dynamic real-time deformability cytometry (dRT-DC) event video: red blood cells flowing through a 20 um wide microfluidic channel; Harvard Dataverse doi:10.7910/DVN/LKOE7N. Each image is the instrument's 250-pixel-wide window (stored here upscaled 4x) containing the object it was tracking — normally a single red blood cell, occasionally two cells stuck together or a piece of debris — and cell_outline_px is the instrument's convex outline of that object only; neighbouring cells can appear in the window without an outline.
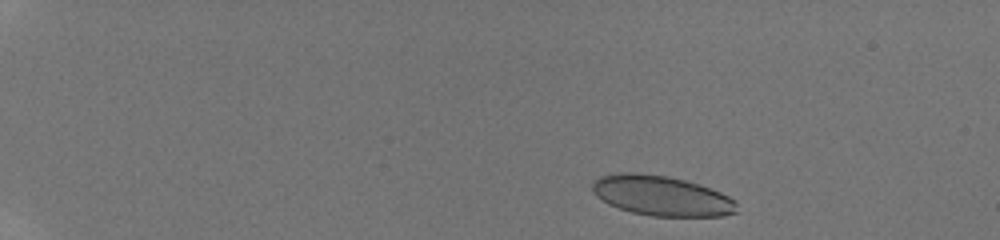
{"species": "human", "species_latin": "Homo sapiens", "temperature_condition": "room temperature", "stored_images_in_passage": 45, "camera_frame_rate_fps": 3000, "um_per_image_px": 0.085, "donor": {"sex": "male"}, "frame": {"image": 1, "passage_image": 3, "time_ms": 0.667, "image_size_px": [1000, 240], "cell_outline_px": [[736, 212], [724, 216], [652, 216], [632, 212], [608, 204], [596, 196], [592, 188], [592, 184], [600, 176], [620, 172], [636, 172], [668, 176], [700, 184], [720, 192], [736, 200]], "centroid_in_image_um": [56.23, 16.63], "position_along_channel_um": 28.8, "area_um2": 33.7}}
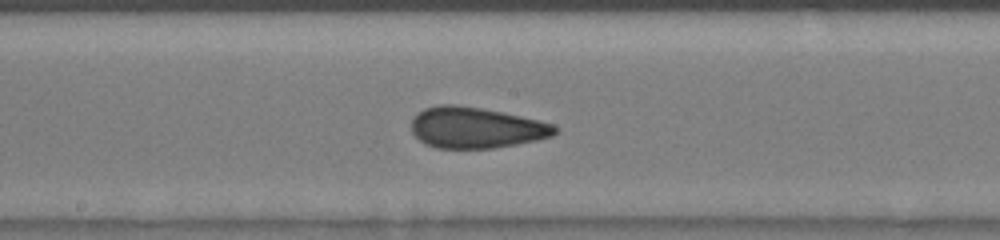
{"frame": {"image": 2, "passage_image": 25, "time_ms": 8.0, "image_size_px": [1000, 240], "cell_outline_px": [[560, 132], [552, 136], [536, 140], [516, 144], [492, 148], [436, 148], [424, 144], [412, 132], [412, 116], [424, 108], [436, 104], [456, 104], [480, 108], [520, 116], [552, 124], [560, 128]], "centroid_in_image_um": [40.43, 10.85], "position_along_channel_um": 207.8, "area_um2": 34.33}}
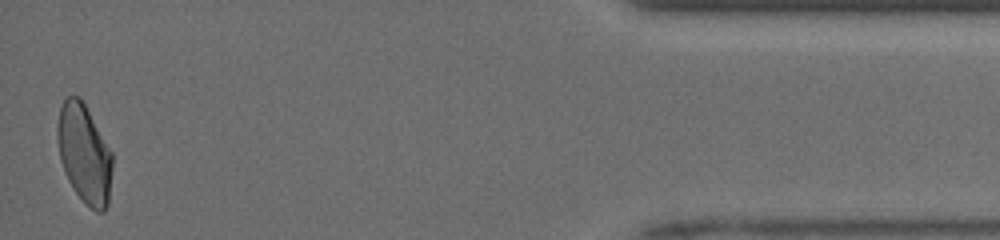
{"frame": {"image": 3, "passage_image": 45, "time_ms": 14.667, "image_size_px": [1000, 240], "cell_outline_px": [[112, 168], [108, 204], [104, 212], [96, 212], [84, 204], [68, 180], [60, 160], [56, 136], [56, 128], [60, 108], [64, 100], [68, 96], [80, 96], [112, 152]], "centroid_in_image_um": [7.16, 13.08], "position_along_channel_um": 428.0, "area_um2": 31.73}, "authors_computed_cell_mechanics": {"area_um2": 33.7552, "velocity_mm_per_s": 4.2025, "shape_relaxation_time_tau1_ms": 6.7992, "shape_relaxation_time_tau2_ms": 0.9096, "deformation_change_tau1": 0.1699, "deformation_change_tau2": 0.0745}}